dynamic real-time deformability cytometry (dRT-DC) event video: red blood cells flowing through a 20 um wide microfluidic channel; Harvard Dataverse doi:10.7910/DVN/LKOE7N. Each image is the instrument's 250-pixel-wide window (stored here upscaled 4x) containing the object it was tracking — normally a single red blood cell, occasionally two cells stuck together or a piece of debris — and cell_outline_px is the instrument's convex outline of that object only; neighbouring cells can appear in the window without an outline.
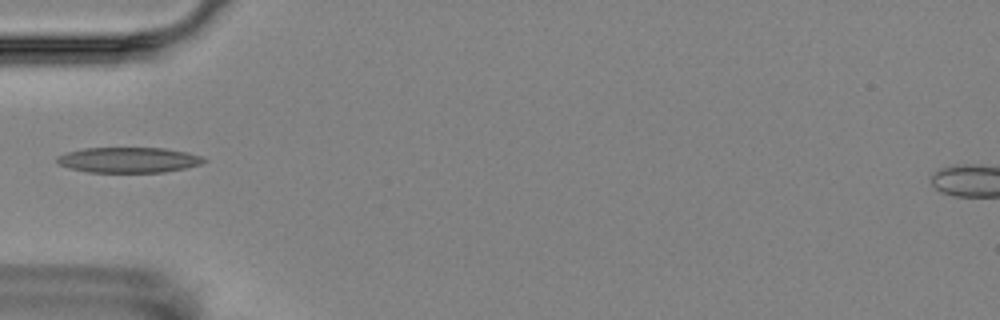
{"species": "Egyptian fruit bat (a non-hibernating species)", "species_latin": "Rousettus aegyptiacus", "temperature_condition": "room temperature", "stored_images_in_passage": 14, "camera_frame_rate_fps": 3000, "um_per_image_px": 0.085, "animal": {"sex": "female"}, "frame": {"image": 1, "passage_image": 4, "time_ms": 4.0, "image_size_px": [1000, 320], "cell_outline_px": [[208, 160], [200, 164], [184, 168], [164, 172], [88, 172], [68, 168], [60, 164], [56, 160], [56, 156], [68, 152], [84, 148], [164, 148], [188, 152], [200, 156]], "centroid_in_image_um": [10.92, 13.59], "position_along_channel_um": 74.1, "area_um2": 21.68}}
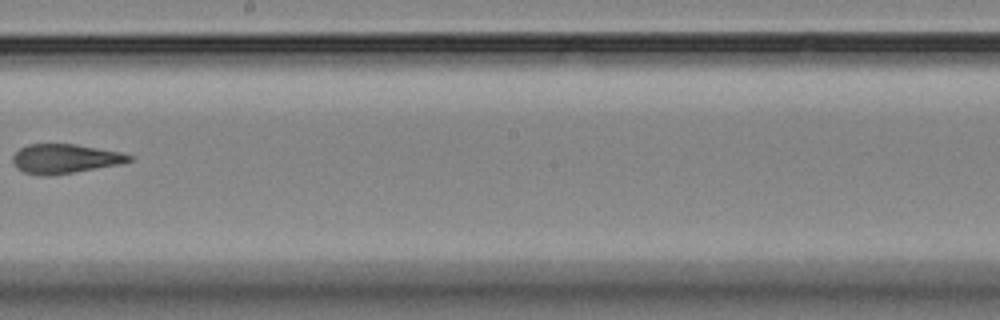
{"frame": {"image": 2, "passage_image": 8, "time_ms": 8.667, "image_size_px": [1000, 320], "cell_outline_px": [[132, 160], [120, 164], [48, 176], [36, 176], [24, 172], [16, 168], [12, 160], [12, 156], [20, 148], [28, 144], [76, 144], [120, 152], [132, 156]], "centroid_in_image_um": [5.47, 13.49], "position_along_channel_um": 242.7, "area_um2": 19.83}}
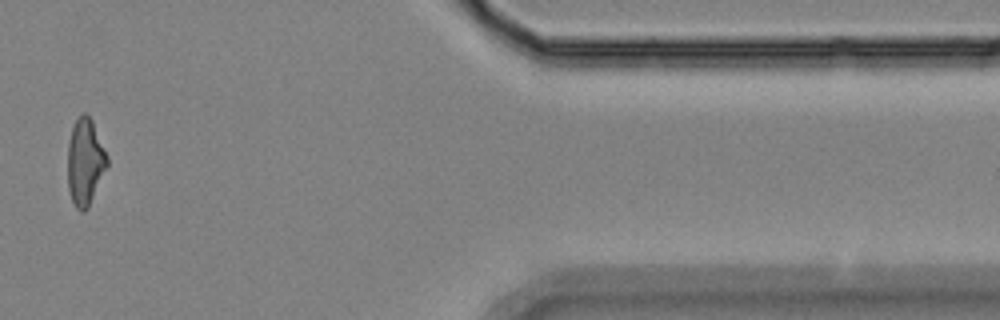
{"frame": {"image": 3, "passage_image": 13, "time_ms": 14.333, "image_size_px": [1000, 320], "cell_outline_px": [[108, 164], [88, 208], [84, 212], [80, 212], [76, 208], [72, 200], [68, 188], [68, 140], [72, 128], [76, 120], [84, 112], [92, 120], [108, 156]], "centroid_in_image_um": [7.23, 13.78], "position_along_channel_um": 404.2, "area_um2": 19.83}, "authors_computed_cell_mechanics": {"area_um2": 20.2589, "velocity_mm_per_s": 3.6021, "shape_relaxation_time_tau1_ms": null, "shape_relaxation_time_tau2_ms": 3.6378, "deformation_change_tau1": null, "deformation_change_tau2": 0.1487}}